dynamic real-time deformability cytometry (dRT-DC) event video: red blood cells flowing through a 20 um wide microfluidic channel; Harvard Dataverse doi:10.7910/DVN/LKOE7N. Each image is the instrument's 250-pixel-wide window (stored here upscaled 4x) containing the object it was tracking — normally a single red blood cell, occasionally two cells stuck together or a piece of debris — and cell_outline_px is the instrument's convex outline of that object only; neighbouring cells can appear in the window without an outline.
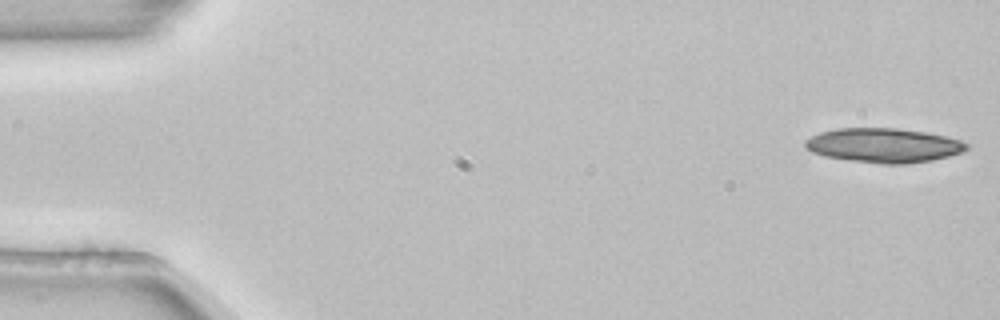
{"species": "common noctule bat (a hibernating species)", "species_latin": "Nyctalus noctula", "temperature_condition": "room temperature", "stored_images_in_passage": 20, "camera_frame_rate_fps": 3000, "um_per_image_px": 0.085, "animal": {"sex": "female", "body_mass_g": 22.7, "forearm_length_mm": 54.2}, "frame": {"image": 1, "passage_image": 1, "time_ms": 0.0, "image_size_px": [1000, 320], "cell_outline_px": [[968, 148], [960, 152], [948, 156], [932, 160], [904, 164], [880, 164], [824, 156], [812, 152], [804, 148], [804, 140], [820, 132], [836, 128], [896, 128], [924, 132], [944, 136], [960, 140], [968, 144]], "centroid_in_image_um": [75.06, 12.35], "position_along_channel_um": 9.9, "area_um2": 32.19}}